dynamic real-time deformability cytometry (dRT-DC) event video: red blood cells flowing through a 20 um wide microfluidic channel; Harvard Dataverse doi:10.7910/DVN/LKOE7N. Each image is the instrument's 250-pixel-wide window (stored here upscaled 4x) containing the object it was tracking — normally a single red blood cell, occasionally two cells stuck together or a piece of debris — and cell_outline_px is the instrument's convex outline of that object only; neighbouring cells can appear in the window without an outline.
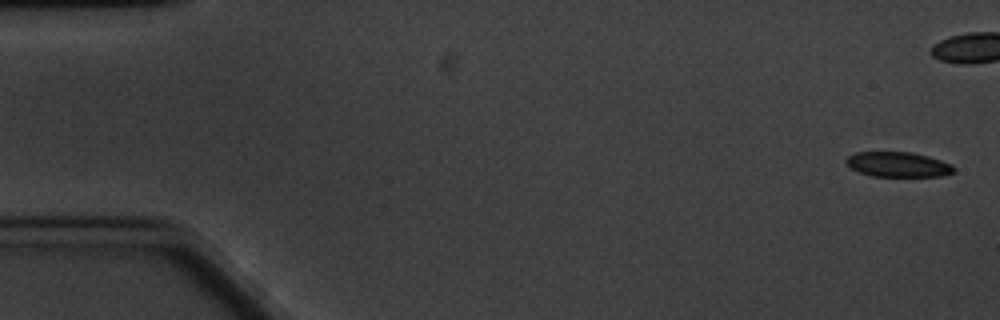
{"species": "common noctule bat (a hibernating species)", "species_latin": "Nyctalus noctula", "temperature_condition": "cold", "stored_images_in_passage": 4, "camera_frame_rate_fps": 3000, "um_per_image_px": 0.085, "animal": {"sex": "male", "body_mass_g": 20.1, "forearm_length_mm": 53.5}, "frame": {"image": 1, "passage_image": 1, "time_ms": 0.0, "image_size_px": [1000, 320], "cell_outline_px": [[956, 172], [940, 176], [872, 176], [860, 172], [844, 164], [844, 160], [848, 156], [856, 152], [912, 152], [928, 156], [952, 164], [956, 168]], "centroid_in_image_um": [76.34, 13.97], "position_along_channel_um": 8.7, "area_um2": 15.78}}